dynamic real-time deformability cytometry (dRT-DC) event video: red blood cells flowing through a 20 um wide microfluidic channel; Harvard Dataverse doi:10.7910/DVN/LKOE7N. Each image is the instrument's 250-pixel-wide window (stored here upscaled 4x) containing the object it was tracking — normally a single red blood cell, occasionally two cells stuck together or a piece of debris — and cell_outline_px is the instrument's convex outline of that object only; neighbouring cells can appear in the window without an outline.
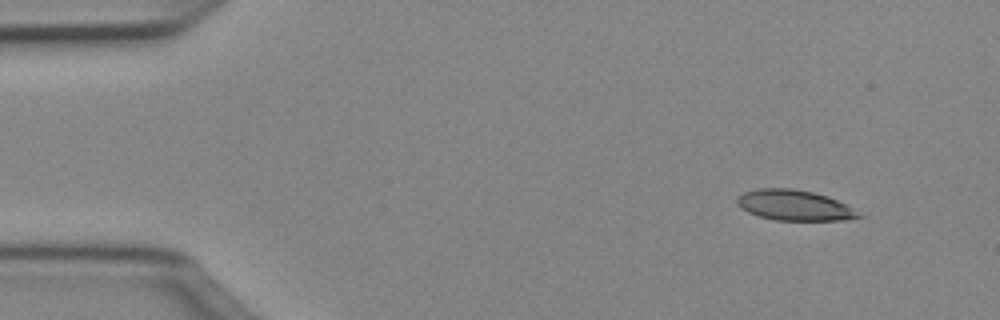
{"species": "Egyptian fruit bat (a non-hibernating species)", "species_latin": "Rousettus aegyptiacus", "temperature_condition": "cold", "stored_images_in_passage": 46, "camera_frame_rate_fps": 3000, "um_per_image_px": 0.085, "animal": {"sex": "female"}, "frame": {"image": 1, "passage_image": 1, "time_ms": 0.0, "image_size_px": [1000, 320], "cell_outline_px": [[864, 216], [844, 220], [776, 220], [760, 216], [748, 212], [740, 208], [736, 204], [736, 196], [744, 192], [756, 188], [792, 188], [812, 192], [828, 196], [844, 204]], "centroid_in_image_um": [67.45, 17.44], "position_along_channel_um": 17.5, "area_um2": 21.5}}
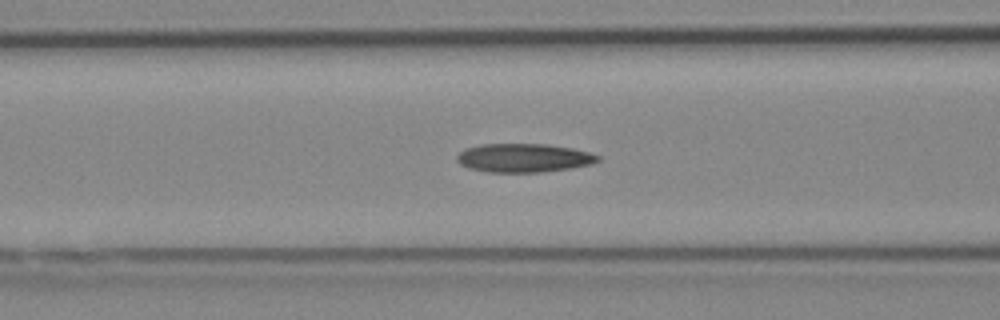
{"frame": {"image": 2, "passage_image": 16, "time_ms": 5.0, "image_size_px": [1000, 320], "cell_outline_px": [[600, 160], [592, 164], [568, 168], [540, 172], [488, 172], [468, 168], [460, 164], [456, 160], [456, 156], [464, 148], [480, 144], [548, 144], [572, 148], [588, 152], [600, 156]], "centroid_in_image_um": [44.48, 13.41], "position_along_channel_um": 122.1, "area_um2": 23.58}}
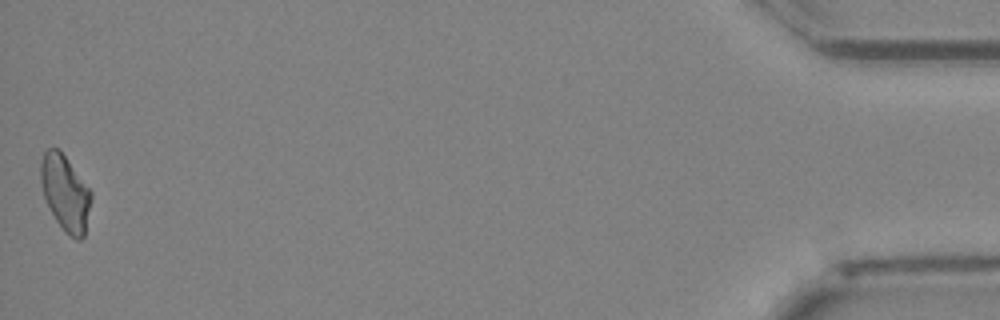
{"frame": {"image": 3, "passage_image": 46, "time_ms": 15.0, "image_size_px": [1000, 320], "cell_outline_px": [[92, 196], [84, 236], [80, 240], [76, 240], [64, 232], [56, 220], [44, 196], [40, 180], [40, 164], [44, 152], [48, 148], [60, 148], [92, 192]], "centroid_in_image_um": [5.55, 16.38], "position_along_channel_um": 429.6, "area_um2": 22.25}, "authors_computed_cell_mechanics": {"area_um2": 22.7732, "velocity_mm_per_s": 4.0321, "shape_relaxation_time_tau1_ms": 4.2564, "shape_relaxation_time_tau2_ms": 4.6324, "deformation_change_tau1": 0.1667, "deformation_change_tau2": 0.1533}}